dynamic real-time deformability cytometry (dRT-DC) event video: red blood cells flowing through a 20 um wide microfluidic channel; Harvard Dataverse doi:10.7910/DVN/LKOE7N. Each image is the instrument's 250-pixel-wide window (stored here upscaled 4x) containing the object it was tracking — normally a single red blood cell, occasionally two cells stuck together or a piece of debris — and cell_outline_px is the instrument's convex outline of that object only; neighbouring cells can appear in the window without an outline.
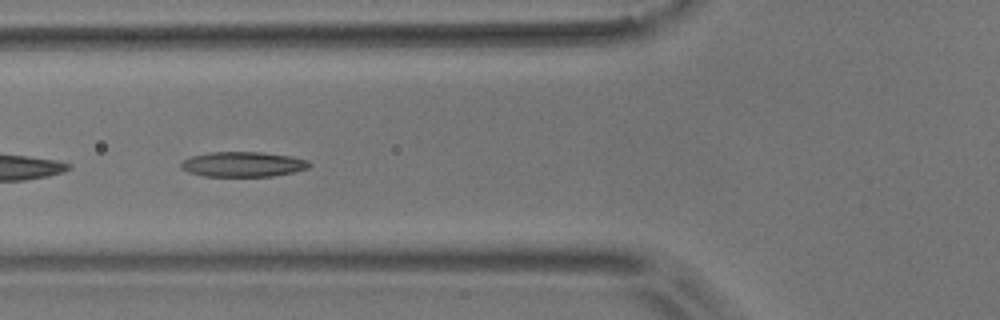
{"species": "common noctule bat (a hibernating species)", "species_latin": "Nyctalus noctula", "temperature_condition": "room temperature", "stored_images_in_passage": 8, "camera_frame_rate_fps": 3000, "um_per_image_px": 0.085, "animal": {"sex": "male", "body_mass_g": 17.9}, "frame": {"image": 1, "passage_image": 5, "time_ms": 5.0, "image_size_px": [1000, 320], "cell_outline_px": [[312, 164], [308, 168], [292, 172], [272, 176], [204, 176], [188, 172], [180, 168], [180, 164], [184, 160], [192, 156], [208, 152], [264, 152], [292, 156], [308, 160]], "centroid_in_image_um": [20.66, 13.95], "position_along_channel_um": 105.1, "area_um2": 18.79}}
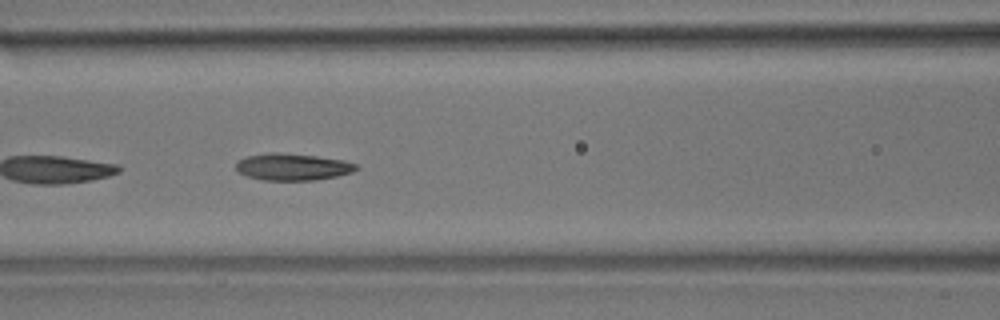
{"frame": {"image": 2, "passage_image": 6, "time_ms": 6.0, "image_size_px": [1000, 320], "cell_outline_px": [[356, 168], [352, 172], [336, 176], [316, 180], [264, 180], [248, 176], [240, 172], [236, 168], [236, 160], [248, 156], [272, 152], [276, 152], [316, 156], [344, 160], [356, 164]], "centroid_in_image_um": [24.85, 14.18], "position_along_channel_um": 141.7, "area_um2": 18.61}}